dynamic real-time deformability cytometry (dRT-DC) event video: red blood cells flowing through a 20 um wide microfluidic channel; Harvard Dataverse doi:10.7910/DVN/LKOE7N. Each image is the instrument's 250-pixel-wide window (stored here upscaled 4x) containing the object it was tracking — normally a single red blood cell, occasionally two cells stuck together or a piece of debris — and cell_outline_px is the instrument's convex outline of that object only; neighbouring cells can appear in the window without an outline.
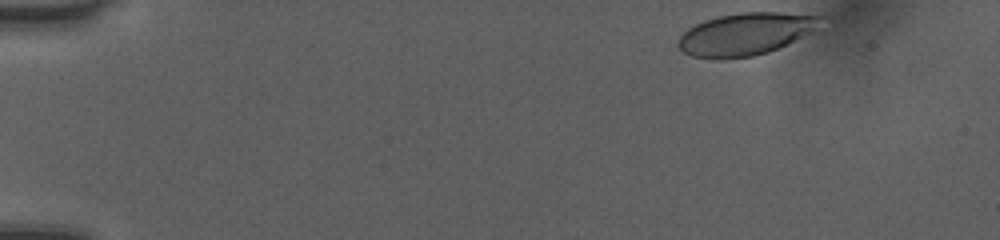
{"species": "human", "species_latin": "Homo sapiens", "temperature_condition": "room temperature", "stored_images_in_passage": 39, "camera_frame_rate_fps": 3000, "um_per_image_px": 0.085, "donor": {"sex": "female"}, "frame": {"image": 1, "passage_image": 1, "time_ms": 0.0, "image_size_px": [1000, 240], "cell_outline_px": [[820, 16], [812, 28], [808, 32], [768, 52], [752, 56], [720, 60], [716, 60], [692, 56], [684, 52], [676, 44], [676, 40], [688, 28], [704, 20], [720, 16], [740, 12], [780, 12]], "centroid_in_image_um": [63.2, 2.91], "position_along_channel_um": 21.8, "area_um2": 34.28}}
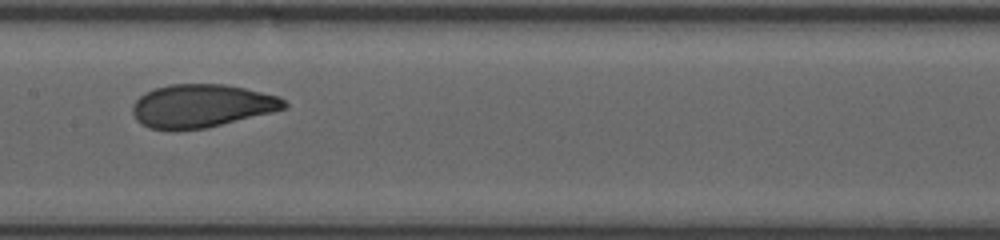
{"frame": {"image": 2, "passage_image": 22, "time_ms": 7.0, "image_size_px": [1000, 240], "cell_outline_px": [[288, 108], [272, 112], [204, 128], [148, 128], [140, 124], [136, 120], [132, 112], [132, 104], [140, 96], [156, 88], [172, 84], [224, 84], [244, 88], [280, 96], [288, 104]], "centroid_in_image_um": [17.16, 8.98], "position_along_channel_um": 190.2, "area_um2": 37.57}}
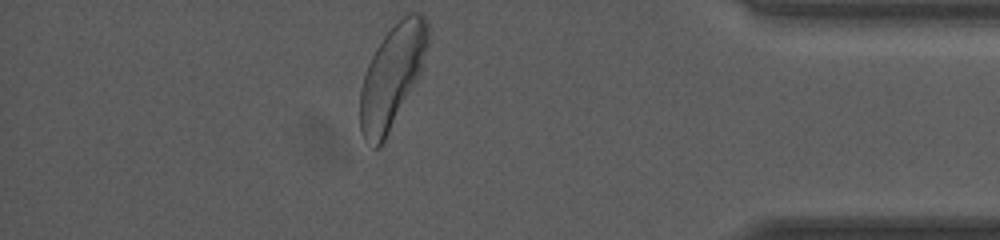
{"frame": {"image": 3, "passage_image": 39, "time_ms": 12.667, "image_size_px": [1000, 240], "cell_outline_px": [[428, 44], [420, 76], [380, 148], [372, 148], [364, 140], [360, 132], [360, 88], [368, 64], [376, 48], [384, 36], [408, 12], [420, 12], [428, 20]], "centroid_in_image_um": [33.33, 6.52], "position_along_channel_um": 401.9, "area_um2": 40.46}, "authors_computed_cell_mechanics": {"area_um2": 38.148, "velocity_mm_per_s": 4.0407, "shape_relaxation_time_tau1_ms": 4.33, "shape_relaxation_time_tau2_ms": 0.7666, "deformation_change_tau1": 0.1644, "deformation_change_tau2": 0.0667}}